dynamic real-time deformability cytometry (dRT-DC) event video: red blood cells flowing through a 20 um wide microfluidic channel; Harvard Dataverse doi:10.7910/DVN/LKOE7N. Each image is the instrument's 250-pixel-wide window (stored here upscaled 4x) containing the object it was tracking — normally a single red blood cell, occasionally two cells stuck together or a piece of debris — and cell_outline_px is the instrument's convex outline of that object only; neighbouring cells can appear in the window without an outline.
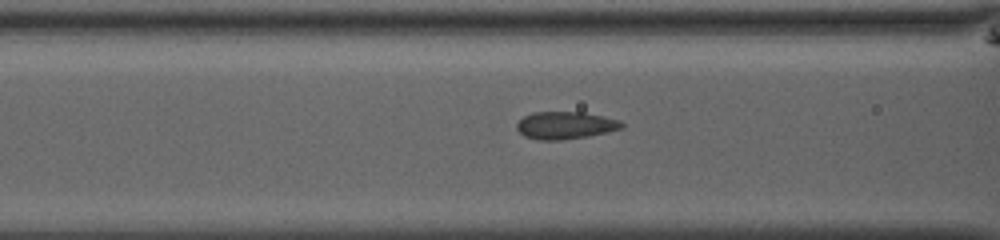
{"species": "common noctule bat (a hibernating species)", "species_latin": "Nyctalus noctula", "temperature_condition": "room temperature", "stored_images_in_passage": 14, "camera_frame_rate_fps": 3000, "um_per_image_px": 0.085, "animal": {"sex": "male", "body_mass_g": 13.0, "forearm_length_mm": 53.1}, "frame": {"image": 1, "passage_image": 12, "time_ms": 3.667, "image_size_px": [1000, 240], "cell_outline_px": [[624, 128], [608, 132], [588, 136], [560, 140], [536, 140], [524, 136], [516, 128], [516, 124], [524, 116], [532, 112], [584, 112], [604, 116], [620, 120], [624, 124]], "centroid_in_image_um": [48.07, 10.65], "position_along_channel_um": 118.5, "area_um2": 16.94}}